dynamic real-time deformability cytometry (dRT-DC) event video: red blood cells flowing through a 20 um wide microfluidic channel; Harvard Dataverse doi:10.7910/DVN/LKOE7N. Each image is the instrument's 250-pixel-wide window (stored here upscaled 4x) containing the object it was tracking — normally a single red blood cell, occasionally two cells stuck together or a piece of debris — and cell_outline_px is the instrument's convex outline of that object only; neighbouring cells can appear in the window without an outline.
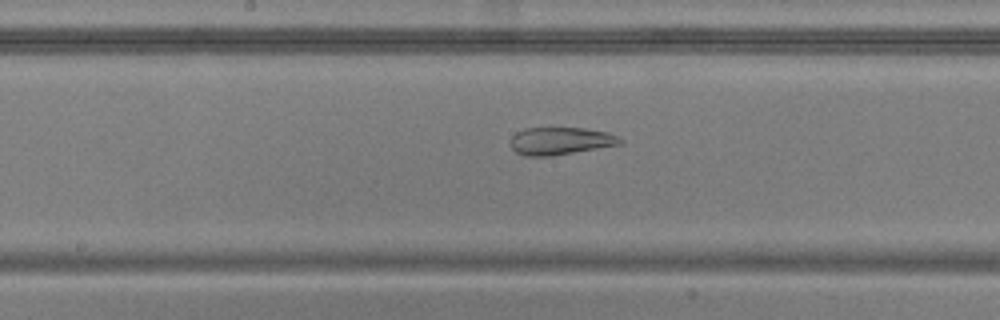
{"species": "common noctule bat (a hibernating species)", "species_latin": "Nyctalus noctula", "temperature_condition": "warm", "stored_images_in_passage": 48, "camera_frame_rate_fps": 3000, "um_per_image_px": 0.085, "animal": {"sex": "male", "body_mass_g": 20.5, "forearm_length_mm": 52.5}, "frame": {"image": 1, "passage_image": 22, "time_ms": 7.0, "image_size_px": [1000, 320], "cell_outline_px": [[624, 140], [620, 144], [552, 156], [524, 156], [516, 152], [508, 144], [508, 140], [516, 132], [524, 128], [584, 128], [608, 132]], "centroid_in_image_um": [47.57, 11.98], "position_along_channel_um": 200.6, "area_um2": 17.69}}
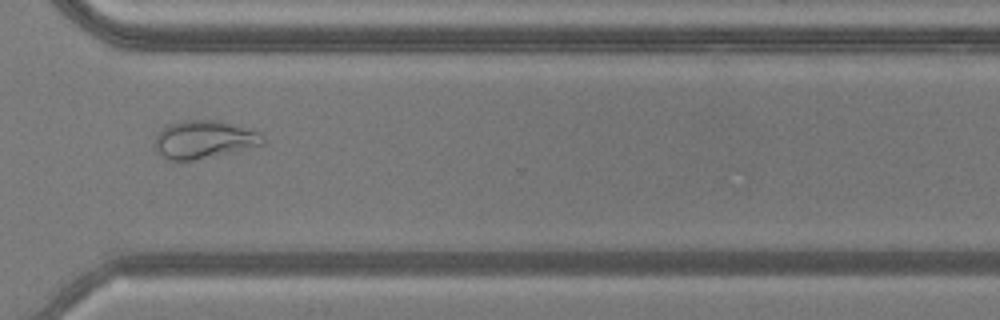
{"frame": {"image": 2, "passage_image": 34, "time_ms": 11.0, "image_size_px": [1000, 320], "cell_outline_px": [[264, 144], [192, 160], [168, 160], [160, 156], [156, 148], [156, 136], [160, 128], [168, 124], [180, 120], [216, 120], [232, 124], [260, 132], [264, 140]], "centroid_in_image_um": [17.28, 11.84], "position_along_channel_um": 353.3, "area_um2": 23.52}}
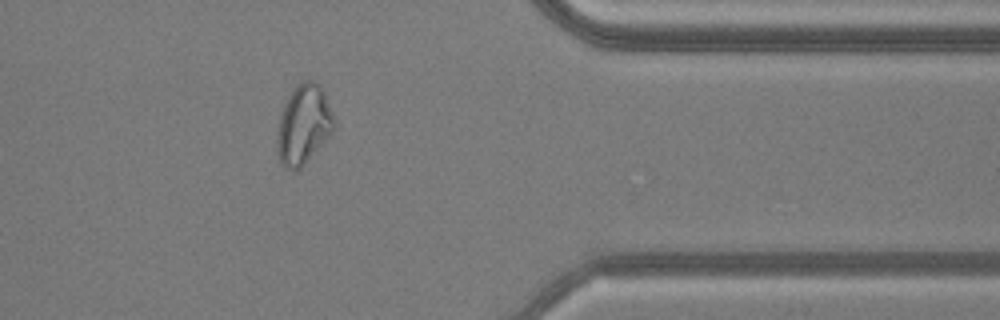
{"frame": {"image": 3, "passage_image": 38, "time_ms": 12.333, "image_size_px": [1000, 320], "cell_outline_px": [[336, 128], [304, 164], [296, 172], [292, 172], [284, 168], [280, 164], [276, 148], [276, 136], [280, 116], [284, 104], [292, 88], [300, 80], [312, 80], [320, 84], [324, 92], [332, 112]], "centroid_in_image_um": [25.78, 10.59], "position_along_channel_um": 385.6, "area_um2": 26.76}, "authors_computed_cell_mechanics": {"area_um2": 26.0967, "velocity_mm_per_s": 3.8301, "shape_relaxation_time_tau1_ms": null, "shape_relaxation_time_tau2_ms": 2.3452, "deformation_change_tau1": null, "deformation_change_tau2": 0.0933}}